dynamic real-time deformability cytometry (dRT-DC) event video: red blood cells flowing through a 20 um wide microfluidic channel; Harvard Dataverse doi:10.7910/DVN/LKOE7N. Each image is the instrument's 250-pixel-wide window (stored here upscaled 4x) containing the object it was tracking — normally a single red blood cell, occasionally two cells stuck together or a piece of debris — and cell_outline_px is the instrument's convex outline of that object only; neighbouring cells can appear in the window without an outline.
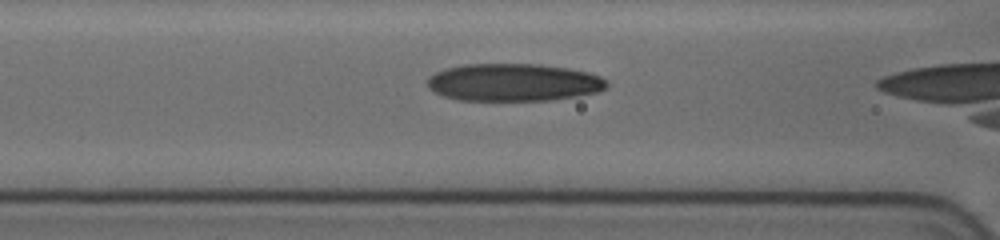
{"species": "human", "species_latin": "Homo sapiens", "temperature_condition": "cold", "stored_images_in_passage": 18, "camera_frame_rate_fps": 3000, "um_per_image_px": 0.085, "donor": {"sex": "female"}, "frame": {"image": 1, "passage_image": 16, "time_ms": 5.0, "image_size_px": [1000, 240], "cell_outline_px": [[608, 84], [604, 88], [596, 92], [576, 96], [552, 100], [460, 100], [444, 96], [432, 92], [428, 88], [428, 76], [444, 68], [464, 64], [540, 64], [568, 68], [588, 72], [600, 76]], "centroid_in_image_um": [43.61, 6.99], "position_along_channel_um": 123.0, "area_um2": 39.3}}